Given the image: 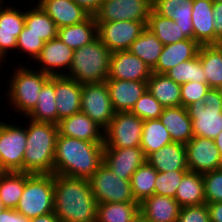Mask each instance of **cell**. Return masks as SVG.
<instances>
[{
    "instance_id": "obj_37",
    "label": "cell",
    "mask_w": 222,
    "mask_h": 222,
    "mask_svg": "<svg viewBox=\"0 0 222 222\" xmlns=\"http://www.w3.org/2000/svg\"><path fill=\"white\" fill-rule=\"evenodd\" d=\"M30 9L25 10V26L30 29V32L35 33L45 42L57 37V27L55 22L49 15L36 4Z\"/></svg>"
},
{
    "instance_id": "obj_11",
    "label": "cell",
    "mask_w": 222,
    "mask_h": 222,
    "mask_svg": "<svg viewBox=\"0 0 222 222\" xmlns=\"http://www.w3.org/2000/svg\"><path fill=\"white\" fill-rule=\"evenodd\" d=\"M96 23L97 37L111 53L128 51L147 25L146 22L132 20Z\"/></svg>"
},
{
    "instance_id": "obj_18",
    "label": "cell",
    "mask_w": 222,
    "mask_h": 222,
    "mask_svg": "<svg viewBox=\"0 0 222 222\" xmlns=\"http://www.w3.org/2000/svg\"><path fill=\"white\" fill-rule=\"evenodd\" d=\"M146 162L142 148H104V161L114 174L131 180L133 173Z\"/></svg>"
},
{
    "instance_id": "obj_24",
    "label": "cell",
    "mask_w": 222,
    "mask_h": 222,
    "mask_svg": "<svg viewBox=\"0 0 222 222\" xmlns=\"http://www.w3.org/2000/svg\"><path fill=\"white\" fill-rule=\"evenodd\" d=\"M200 46L194 39H185L164 45L157 65L152 69V72L165 74L181 62L191 60L198 55Z\"/></svg>"
},
{
    "instance_id": "obj_42",
    "label": "cell",
    "mask_w": 222,
    "mask_h": 222,
    "mask_svg": "<svg viewBox=\"0 0 222 222\" xmlns=\"http://www.w3.org/2000/svg\"><path fill=\"white\" fill-rule=\"evenodd\" d=\"M45 41L36 35L33 32H30V29L24 26L23 30L19 34L17 38L16 50L15 55L21 52L20 55L26 56L33 62L39 56L42 48L44 47ZM17 52V53H16Z\"/></svg>"
},
{
    "instance_id": "obj_51",
    "label": "cell",
    "mask_w": 222,
    "mask_h": 222,
    "mask_svg": "<svg viewBox=\"0 0 222 222\" xmlns=\"http://www.w3.org/2000/svg\"><path fill=\"white\" fill-rule=\"evenodd\" d=\"M210 222H222V202H214L207 204Z\"/></svg>"
},
{
    "instance_id": "obj_3",
    "label": "cell",
    "mask_w": 222,
    "mask_h": 222,
    "mask_svg": "<svg viewBox=\"0 0 222 222\" xmlns=\"http://www.w3.org/2000/svg\"><path fill=\"white\" fill-rule=\"evenodd\" d=\"M26 122L24 121L27 141L23 159V172L54 174L55 147L58 136L57 124L36 122L29 118L26 119Z\"/></svg>"
},
{
    "instance_id": "obj_43",
    "label": "cell",
    "mask_w": 222,
    "mask_h": 222,
    "mask_svg": "<svg viewBox=\"0 0 222 222\" xmlns=\"http://www.w3.org/2000/svg\"><path fill=\"white\" fill-rule=\"evenodd\" d=\"M189 170L157 172L154 194L175 198L176 190Z\"/></svg>"
},
{
    "instance_id": "obj_49",
    "label": "cell",
    "mask_w": 222,
    "mask_h": 222,
    "mask_svg": "<svg viewBox=\"0 0 222 222\" xmlns=\"http://www.w3.org/2000/svg\"><path fill=\"white\" fill-rule=\"evenodd\" d=\"M0 222H30V218L25 217L15 209L5 208L0 213Z\"/></svg>"
},
{
    "instance_id": "obj_5",
    "label": "cell",
    "mask_w": 222,
    "mask_h": 222,
    "mask_svg": "<svg viewBox=\"0 0 222 222\" xmlns=\"http://www.w3.org/2000/svg\"><path fill=\"white\" fill-rule=\"evenodd\" d=\"M111 54L97 37L90 44L74 50L71 66L64 76L76 80L81 85L105 82Z\"/></svg>"
},
{
    "instance_id": "obj_19",
    "label": "cell",
    "mask_w": 222,
    "mask_h": 222,
    "mask_svg": "<svg viewBox=\"0 0 222 222\" xmlns=\"http://www.w3.org/2000/svg\"><path fill=\"white\" fill-rule=\"evenodd\" d=\"M57 124L65 117L81 112L82 85L64 75L54 76Z\"/></svg>"
},
{
    "instance_id": "obj_39",
    "label": "cell",
    "mask_w": 222,
    "mask_h": 222,
    "mask_svg": "<svg viewBox=\"0 0 222 222\" xmlns=\"http://www.w3.org/2000/svg\"><path fill=\"white\" fill-rule=\"evenodd\" d=\"M146 27L157 36L163 45H169L187 39L181 31L182 29L174 20L157 14L153 9L148 17Z\"/></svg>"
},
{
    "instance_id": "obj_8",
    "label": "cell",
    "mask_w": 222,
    "mask_h": 222,
    "mask_svg": "<svg viewBox=\"0 0 222 222\" xmlns=\"http://www.w3.org/2000/svg\"><path fill=\"white\" fill-rule=\"evenodd\" d=\"M7 121H0L2 167L6 172H23V159L27 141L26 125L23 124L24 127H21L18 122L15 124V121L14 123Z\"/></svg>"
},
{
    "instance_id": "obj_48",
    "label": "cell",
    "mask_w": 222,
    "mask_h": 222,
    "mask_svg": "<svg viewBox=\"0 0 222 222\" xmlns=\"http://www.w3.org/2000/svg\"><path fill=\"white\" fill-rule=\"evenodd\" d=\"M215 44H222V2L213 3Z\"/></svg>"
},
{
    "instance_id": "obj_47",
    "label": "cell",
    "mask_w": 222,
    "mask_h": 222,
    "mask_svg": "<svg viewBox=\"0 0 222 222\" xmlns=\"http://www.w3.org/2000/svg\"><path fill=\"white\" fill-rule=\"evenodd\" d=\"M177 222H210L207 203L197 206L181 207Z\"/></svg>"
},
{
    "instance_id": "obj_28",
    "label": "cell",
    "mask_w": 222,
    "mask_h": 222,
    "mask_svg": "<svg viewBox=\"0 0 222 222\" xmlns=\"http://www.w3.org/2000/svg\"><path fill=\"white\" fill-rule=\"evenodd\" d=\"M159 120L169 132L172 142L186 145L194 137L192 120L183 106L164 108Z\"/></svg>"
},
{
    "instance_id": "obj_55",
    "label": "cell",
    "mask_w": 222,
    "mask_h": 222,
    "mask_svg": "<svg viewBox=\"0 0 222 222\" xmlns=\"http://www.w3.org/2000/svg\"><path fill=\"white\" fill-rule=\"evenodd\" d=\"M6 171L4 170V168L2 167V163H1V157H0V174L1 173H5Z\"/></svg>"
},
{
    "instance_id": "obj_10",
    "label": "cell",
    "mask_w": 222,
    "mask_h": 222,
    "mask_svg": "<svg viewBox=\"0 0 222 222\" xmlns=\"http://www.w3.org/2000/svg\"><path fill=\"white\" fill-rule=\"evenodd\" d=\"M144 120L131 112H115L104 130V148L139 147Z\"/></svg>"
},
{
    "instance_id": "obj_9",
    "label": "cell",
    "mask_w": 222,
    "mask_h": 222,
    "mask_svg": "<svg viewBox=\"0 0 222 222\" xmlns=\"http://www.w3.org/2000/svg\"><path fill=\"white\" fill-rule=\"evenodd\" d=\"M97 203L136 202L130 180L120 178L103 163L89 178Z\"/></svg>"
},
{
    "instance_id": "obj_31",
    "label": "cell",
    "mask_w": 222,
    "mask_h": 222,
    "mask_svg": "<svg viewBox=\"0 0 222 222\" xmlns=\"http://www.w3.org/2000/svg\"><path fill=\"white\" fill-rule=\"evenodd\" d=\"M198 56L206 84L213 89H222V44L201 45Z\"/></svg>"
},
{
    "instance_id": "obj_40",
    "label": "cell",
    "mask_w": 222,
    "mask_h": 222,
    "mask_svg": "<svg viewBox=\"0 0 222 222\" xmlns=\"http://www.w3.org/2000/svg\"><path fill=\"white\" fill-rule=\"evenodd\" d=\"M157 170L147 161L141 165L131 177V190L136 202L141 203L145 198L154 194Z\"/></svg>"
},
{
    "instance_id": "obj_36",
    "label": "cell",
    "mask_w": 222,
    "mask_h": 222,
    "mask_svg": "<svg viewBox=\"0 0 222 222\" xmlns=\"http://www.w3.org/2000/svg\"><path fill=\"white\" fill-rule=\"evenodd\" d=\"M170 143H172V138L159 119L144 121L140 147L146 158Z\"/></svg>"
},
{
    "instance_id": "obj_6",
    "label": "cell",
    "mask_w": 222,
    "mask_h": 222,
    "mask_svg": "<svg viewBox=\"0 0 222 222\" xmlns=\"http://www.w3.org/2000/svg\"><path fill=\"white\" fill-rule=\"evenodd\" d=\"M15 210L30 219L54 212V174L26 173L25 187Z\"/></svg>"
},
{
    "instance_id": "obj_1",
    "label": "cell",
    "mask_w": 222,
    "mask_h": 222,
    "mask_svg": "<svg viewBox=\"0 0 222 222\" xmlns=\"http://www.w3.org/2000/svg\"><path fill=\"white\" fill-rule=\"evenodd\" d=\"M97 206L89 179L54 174V213L59 222H96Z\"/></svg>"
},
{
    "instance_id": "obj_25",
    "label": "cell",
    "mask_w": 222,
    "mask_h": 222,
    "mask_svg": "<svg viewBox=\"0 0 222 222\" xmlns=\"http://www.w3.org/2000/svg\"><path fill=\"white\" fill-rule=\"evenodd\" d=\"M192 26L194 40L200 45L215 44L212 0H193Z\"/></svg>"
},
{
    "instance_id": "obj_34",
    "label": "cell",
    "mask_w": 222,
    "mask_h": 222,
    "mask_svg": "<svg viewBox=\"0 0 222 222\" xmlns=\"http://www.w3.org/2000/svg\"><path fill=\"white\" fill-rule=\"evenodd\" d=\"M36 122L57 124V107L54 91V76L43 85L34 109L24 117Z\"/></svg>"
},
{
    "instance_id": "obj_13",
    "label": "cell",
    "mask_w": 222,
    "mask_h": 222,
    "mask_svg": "<svg viewBox=\"0 0 222 222\" xmlns=\"http://www.w3.org/2000/svg\"><path fill=\"white\" fill-rule=\"evenodd\" d=\"M153 0H104L94 15L96 22H148Z\"/></svg>"
},
{
    "instance_id": "obj_23",
    "label": "cell",
    "mask_w": 222,
    "mask_h": 222,
    "mask_svg": "<svg viewBox=\"0 0 222 222\" xmlns=\"http://www.w3.org/2000/svg\"><path fill=\"white\" fill-rule=\"evenodd\" d=\"M39 5L55 22L57 29L78 24L90 16L73 0H42Z\"/></svg>"
},
{
    "instance_id": "obj_16",
    "label": "cell",
    "mask_w": 222,
    "mask_h": 222,
    "mask_svg": "<svg viewBox=\"0 0 222 222\" xmlns=\"http://www.w3.org/2000/svg\"><path fill=\"white\" fill-rule=\"evenodd\" d=\"M73 52L74 50L56 37L45 42L39 56L34 61L38 63V67L36 65L33 68H38L37 70L50 76L65 75L71 66Z\"/></svg>"
},
{
    "instance_id": "obj_41",
    "label": "cell",
    "mask_w": 222,
    "mask_h": 222,
    "mask_svg": "<svg viewBox=\"0 0 222 222\" xmlns=\"http://www.w3.org/2000/svg\"><path fill=\"white\" fill-rule=\"evenodd\" d=\"M165 74L180 85L187 82L206 84L205 73L198 55L191 60L181 62Z\"/></svg>"
},
{
    "instance_id": "obj_52",
    "label": "cell",
    "mask_w": 222,
    "mask_h": 222,
    "mask_svg": "<svg viewBox=\"0 0 222 222\" xmlns=\"http://www.w3.org/2000/svg\"><path fill=\"white\" fill-rule=\"evenodd\" d=\"M30 222H59L56 214L54 212L31 218Z\"/></svg>"
},
{
    "instance_id": "obj_57",
    "label": "cell",
    "mask_w": 222,
    "mask_h": 222,
    "mask_svg": "<svg viewBox=\"0 0 222 222\" xmlns=\"http://www.w3.org/2000/svg\"><path fill=\"white\" fill-rule=\"evenodd\" d=\"M213 3H216V2H222V0H212Z\"/></svg>"
},
{
    "instance_id": "obj_46",
    "label": "cell",
    "mask_w": 222,
    "mask_h": 222,
    "mask_svg": "<svg viewBox=\"0 0 222 222\" xmlns=\"http://www.w3.org/2000/svg\"><path fill=\"white\" fill-rule=\"evenodd\" d=\"M210 86L205 83L187 82L181 84V106L188 107L196 101H203Z\"/></svg>"
},
{
    "instance_id": "obj_29",
    "label": "cell",
    "mask_w": 222,
    "mask_h": 222,
    "mask_svg": "<svg viewBox=\"0 0 222 222\" xmlns=\"http://www.w3.org/2000/svg\"><path fill=\"white\" fill-rule=\"evenodd\" d=\"M147 91L164 108L181 106V85L166 74L152 72L147 81Z\"/></svg>"
},
{
    "instance_id": "obj_26",
    "label": "cell",
    "mask_w": 222,
    "mask_h": 222,
    "mask_svg": "<svg viewBox=\"0 0 222 222\" xmlns=\"http://www.w3.org/2000/svg\"><path fill=\"white\" fill-rule=\"evenodd\" d=\"M180 208L174 198L153 194L140 203V214L150 222H177Z\"/></svg>"
},
{
    "instance_id": "obj_56",
    "label": "cell",
    "mask_w": 222,
    "mask_h": 222,
    "mask_svg": "<svg viewBox=\"0 0 222 222\" xmlns=\"http://www.w3.org/2000/svg\"><path fill=\"white\" fill-rule=\"evenodd\" d=\"M5 209L4 205H3V202L1 201V198H0V213Z\"/></svg>"
},
{
    "instance_id": "obj_27",
    "label": "cell",
    "mask_w": 222,
    "mask_h": 222,
    "mask_svg": "<svg viewBox=\"0 0 222 222\" xmlns=\"http://www.w3.org/2000/svg\"><path fill=\"white\" fill-rule=\"evenodd\" d=\"M146 161L157 170L166 172L173 170H188L185 144L172 142L158 151L151 153Z\"/></svg>"
},
{
    "instance_id": "obj_12",
    "label": "cell",
    "mask_w": 222,
    "mask_h": 222,
    "mask_svg": "<svg viewBox=\"0 0 222 222\" xmlns=\"http://www.w3.org/2000/svg\"><path fill=\"white\" fill-rule=\"evenodd\" d=\"M81 112L104 130L108 127L115 111L106 82L82 84Z\"/></svg>"
},
{
    "instance_id": "obj_32",
    "label": "cell",
    "mask_w": 222,
    "mask_h": 222,
    "mask_svg": "<svg viewBox=\"0 0 222 222\" xmlns=\"http://www.w3.org/2000/svg\"><path fill=\"white\" fill-rule=\"evenodd\" d=\"M174 199L181 207L205 204L203 175L188 171L183 176Z\"/></svg>"
},
{
    "instance_id": "obj_4",
    "label": "cell",
    "mask_w": 222,
    "mask_h": 222,
    "mask_svg": "<svg viewBox=\"0 0 222 222\" xmlns=\"http://www.w3.org/2000/svg\"><path fill=\"white\" fill-rule=\"evenodd\" d=\"M29 63L30 60L25 63L26 65L19 63L13 68L14 70L11 72L9 80H6L8 89H5L7 92L5 96L8 99V105L15 113H19V117L21 116L20 114L24 115L23 117L27 116L34 109L43 85L51 77L40 70L31 69L35 65H27Z\"/></svg>"
},
{
    "instance_id": "obj_45",
    "label": "cell",
    "mask_w": 222,
    "mask_h": 222,
    "mask_svg": "<svg viewBox=\"0 0 222 222\" xmlns=\"http://www.w3.org/2000/svg\"><path fill=\"white\" fill-rule=\"evenodd\" d=\"M202 175L206 203L222 202V168Z\"/></svg>"
},
{
    "instance_id": "obj_14",
    "label": "cell",
    "mask_w": 222,
    "mask_h": 222,
    "mask_svg": "<svg viewBox=\"0 0 222 222\" xmlns=\"http://www.w3.org/2000/svg\"><path fill=\"white\" fill-rule=\"evenodd\" d=\"M185 147L189 171L203 174L222 168V157L214 140L194 136Z\"/></svg>"
},
{
    "instance_id": "obj_7",
    "label": "cell",
    "mask_w": 222,
    "mask_h": 222,
    "mask_svg": "<svg viewBox=\"0 0 222 222\" xmlns=\"http://www.w3.org/2000/svg\"><path fill=\"white\" fill-rule=\"evenodd\" d=\"M186 109L194 136L214 140L222 132V89L210 88L203 101H196Z\"/></svg>"
},
{
    "instance_id": "obj_21",
    "label": "cell",
    "mask_w": 222,
    "mask_h": 222,
    "mask_svg": "<svg viewBox=\"0 0 222 222\" xmlns=\"http://www.w3.org/2000/svg\"><path fill=\"white\" fill-rule=\"evenodd\" d=\"M62 136L89 142H104V129L90 119L85 113L78 112L65 117L57 124Z\"/></svg>"
},
{
    "instance_id": "obj_33",
    "label": "cell",
    "mask_w": 222,
    "mask_h": 222,
    "mask_svg": "<svg viewBox=\"0 0 222 222\" xmlns=\"http://www.w3.org/2000/svg\"><path fill=\"white\" fill-rule=\"evenodd\" d=\"M163 46L157 36L146 27L128 51L140 58L152 70L157 65Z\"/></svg>"
},
{
    "instance_id": "obj_17",
    "label": "cell",
    "mask_w": 222,
    "mask_h": 222,
    "mask_svg": "<svg viewBox=\"0 0 222 222\" xmlns=\"http://www.w3.org/2000/svg\"><path fill=\"white\" fill-rule=\"evenodd\" d=\"M152 70L129 51L113 52L107 79L147 82Z\"/></svg>"
},
{
    "instance_id": "obj_54",
    "label": "cell",
    "mask_w": 222,
    "mask_h": 222,
    "mask_svg": "<svg viewBox=\"0 0 222 222\" xmlns=\"http://www.w3.org/2000/svg\"><path fill=\"white\" fill-rule=\"evenodd\" d=\"M132 222H150L146 220L141 214H139Z\"/></svg>"
},
{
    "instance_id": "obj_22",
    "label": "cell",
    "mask_w": 222,
    "mask_h": 222,
    "mask_svg": "<svg viewBox=\"0 0 222 222\" xmlns=\"http://www.w3.org/2000/svg\"><path fill=\"white\" fill-rule=\"evenodd\" d=\"M192 5L193 0H153L152 9L157 14L174 20L187 39H194Z\"/></svg>"
},
{
    "instance_id": "obj_20",
    "label": "cell",
    "mask_w": 222,
    "mask_h": 222,
    "mask_svg": "<svg viewBox=\"0 0 222 222\" xmlns=\"http://www.w3.org/2000/svg\"><path fill=\"white\" fill-rule=\"evenodd\" d=\"M109 96L115 112H130L147 91V82L107 79Z\"/></svg>"
},
{
    "instance_id": "obj_38",
    "label": "cell",
    "mask_w": 222,
    "mask_h": 222,
    "mask_svg": "<svg viewBox=\"0 0 222 222\" xmlns=\"http://www.w3.org/2000/svg\"><path fill=\"white\" fill-rule=\"evenodd\" d=\"M26 173L5 172L0 174V198L7 209H15L23 193Z\"/></svg>"
},
{
    "instance_id": "obj_2",
    "label": "cell",
    "mask_w": 222,
    "mask_h": 222,
    "mask_svg": "<svg viewBox=\"0 0 222 222\" xmlns=\"http://www.w3.org/2000/svg\"><path fill=\"white\" fill-rule=\"evenodd\" d=\"M104 161V142H89L58 133L54 174L89 179Z\"/></svg>"
},
{
    "instance_id": "obj_53",
    "label": "cell",
    "mask_w": 222,
    "mask_h": 222,
    "mask_svg": "<svg viewBox=\"0 0 222 222\" xmlns=\"http://www.w3.org/2000/svg\"><path fill=\"white\" fill-rule=\"evenodd\" d=\"M214 142L222 157V132L218 134V136L214 139Z\"/></svg>"
},
{
    "instance_id": "obj_50",
    "label": "cell",
    "mask_w": 222,
    "mask_h": 222,
    "mask_svg": "<svg viewBox=\"0 0 222 222\" xmlns=\"http://www.w3.org/2000/svg\"><path fill=\"white\" fill-rule=\"evenodd\" d=\"M78 6L83 8L87 13L94 16L100 9L104 0H73Z\"/></svg>"
},
{
    "instance_id": "obj_35",
    "label": "cell",
    "mask_w": 222,
    "mask_h": 222,
    "mask_svg": "<svg viewBox=\"0 0 222 222\" xmlns=\"http://www.w3.org/2000/svg\"><path fill=\"white\" fill-rule=\"evenodd\" d=\"M139 214L138 202L98 203L96 222H132Z\"/></svg>"
},
{
    "instance_id": "obj_44",
    "label": "cell",
    "mask_w": 222,
    "mask_h": 222,
    "mask_svg": "<svg viewBox=\"0 0 222 222\" xmlns=\"http://www.w3.org/2000/svg\"><path fill=\"white\" fill-rule=\"evenodd\" d=\"M163 110L164 107L154 98L152 94L146 91L139 98L130 112L140 119L146 121L159 119Z\"/></svg>"
},
{
    "instance_id": "obj_15",
    "label": "cell",
    "mask_w": 222,
    "mask_h": 222,
    "mask_svg": "<svg viewBox=\"0 0 222 222\" xmlns=\"http://www.w3.org/2000/svg\"><path fill=\"white\" fill-rule=\"evenodd\" d=\"M3 5L4 0L0 3V66L9 58L8 53L15 52L17 38L25 26L23 8Z\"/></svg>"
},
{
    "instance_id": "obj_30",
    "label": "cell",
    "mask_w": 222,
    "mask_h": 222,
    "mask_svg": "<svg viewBox=\"0 0 222 222\" xmlns=\"http://www.w3.org/2000/svg\"><path fill=\"white\" fill-rule=\"evenodd\" d=\"M57 37L72 50H77L84 45L90 44L97 38L95 16L90 15L83 22L59 28L57 30Z\"/></svg>"
}]
</instances>
